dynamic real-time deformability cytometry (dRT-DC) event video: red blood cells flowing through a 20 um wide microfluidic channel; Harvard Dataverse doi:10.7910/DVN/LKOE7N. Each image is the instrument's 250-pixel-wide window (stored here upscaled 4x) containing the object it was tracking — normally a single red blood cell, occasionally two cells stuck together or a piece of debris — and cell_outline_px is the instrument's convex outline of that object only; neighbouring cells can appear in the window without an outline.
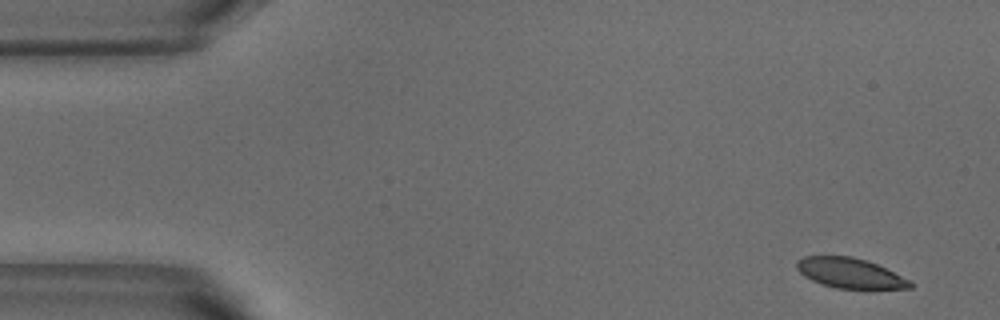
{"species": "common noctule bat (a hibernating species)", "species_latin": "Nyctalus noctula", "temperature_condition": "warm", "stored_images_in_passage": 51, "camera_frame_rate_fps": 3000, "um_per_image_px": 0.085, "animal": {"sex": "male", "body_mass_g": 18.8}, "frame": {"image": 1, "passage_image": 1, "time_ms": 0.0, "image_size_px": [1000, 320], "cell_outline_px": [[912, 288], [872, 292], [836, 288], [812, 280], [804, 276], [796, 268], [796, 260], [804, 256], [852, 256], [876, 264], [912, 280]], "centroid_in_image_um": [72.34, 23.27], "position_along_channel_um": 12.7, "area_um2": 20.75}}
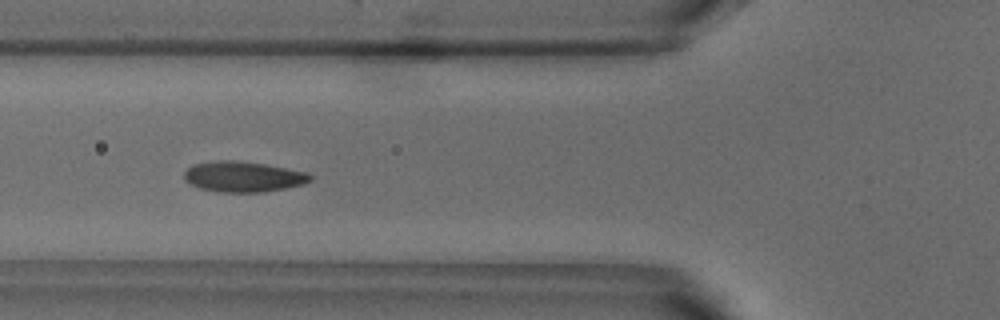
{"frame": {"image": 2, "passage_image": 17, "time_ms": 5.333, "image_size_px": [1000, 320], "cell_outline_px": [[312, 180], [304, 184], [264, 192], [220, 192], [200, 188], [184, 180], [184, 172], [192, 164], [216, 160], [236, 160], [264, 164], [308, 172], [312, 176]], "centroid_in_image_um": [20.67, 15.01], "position_along_channel_um": 105.1, "area_um2": 22.48}}
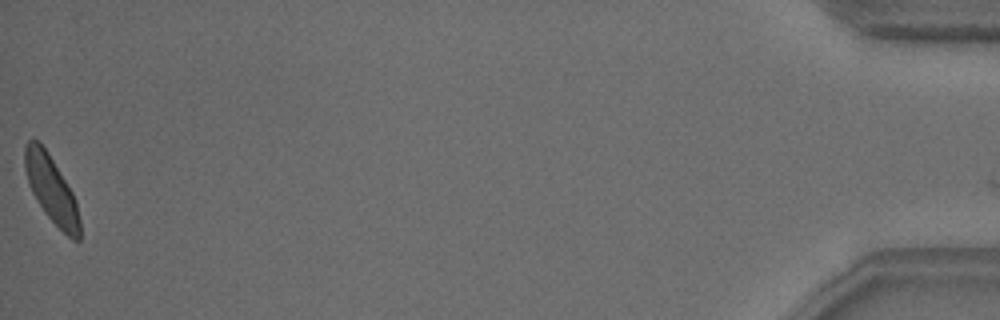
{"frame": {"image": 3, "passage_image": 51, "time_ms": 16.667, "image_size_px": [1000, 320], "cell_outline_px": [[80, 240], [72, 240], [44, 212], [36, 200], [28, 184], [24, 168], [24, 148], [28, 140], [36, 140], [48, 152], [72, 192], [76, 200], [80, 220]], "centroid_in_image_um": [4.36, 16.1], "position_along_channel_um": 430.8, "area_um2": 21.21}, "authors_computed_cell_mechanics": {"area_um2": 21.5016, "velocity_mm_per_s": 3.7589, "shape_relaxation_time_tau1_ms": 2.1043, "shape_relaxation_time_tau2_ms": null, "deformation_change_tau1": 0.1024, "deformation_change_tau2": null}}